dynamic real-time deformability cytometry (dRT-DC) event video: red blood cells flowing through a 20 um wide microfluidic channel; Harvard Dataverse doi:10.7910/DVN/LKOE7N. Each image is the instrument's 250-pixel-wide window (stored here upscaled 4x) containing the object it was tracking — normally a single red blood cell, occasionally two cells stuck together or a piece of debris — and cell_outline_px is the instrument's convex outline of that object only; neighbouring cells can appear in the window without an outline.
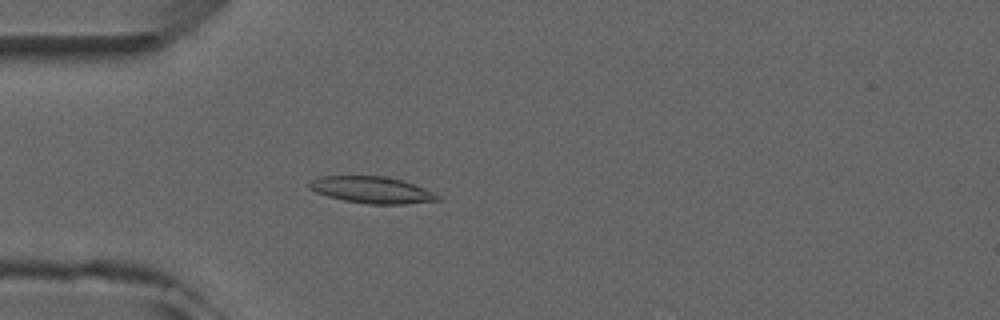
{"species": "common noctule bat (a hibernating species)", "species_latin": "Nyctalus noctula", "temperature_condition": "room temperature", "stored_images_in_passage": 5, "camera_frame_rate_fps": 3000, "um_per_image_px": 0.085, "animal": {"sex": "male", "forearm_length_mm": 52.5}, "frame": {"image": 1, "passage_image": 5, "time_ms": 4.667, "image_size_px": [1000, 320], "cell_outline_px": [[440, 200], [404, 204], [368, 204], [344, 200], [328, 196], [316, 192], [308, 188], [308, 180], [320, 176], [384, 176], [400, 180], [424, 188], [440, 196]], "centroid_in_image_um": [31.55, 16.14], "position_along_channel_um": 53.4, "area_um2": 19.83}}